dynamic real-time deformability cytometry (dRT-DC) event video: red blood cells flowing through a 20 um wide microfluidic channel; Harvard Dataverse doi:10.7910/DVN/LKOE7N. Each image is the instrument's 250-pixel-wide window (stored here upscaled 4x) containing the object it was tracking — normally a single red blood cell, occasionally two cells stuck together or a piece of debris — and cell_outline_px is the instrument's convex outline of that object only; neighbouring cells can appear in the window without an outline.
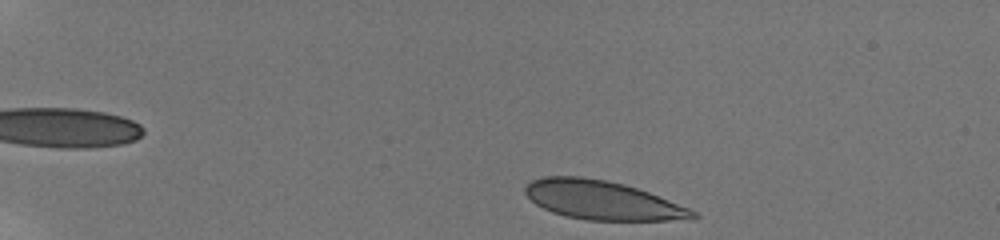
{"species": "human", "species_latin": "Homo sapiens", "temperature_condition": "room temperature", "stored_images_in_passage": 46, "camera_frame_rate_fps": 3000, "um_per_image_px": 0.085, "donor": {"sex": "male"}, "frame": {"image": 1, "passage_image": 2, "time_ms": 0.333, "image_size_px": [1000, 240], "cell_outline_px": [[700, 216], [692, 220], [584, 220], [564, 216], [552, 212], [536, 204], [524, 192], [524, 188], [532, 180], [544, 176], [580, 176], [604, 180], [624, 184], [648, 192], [688, 208], [696, 212]], "centroid_in_image_um": [51.19, 17.03], "position_along_channel_um": 33.8, "area_um2": 37.8}}
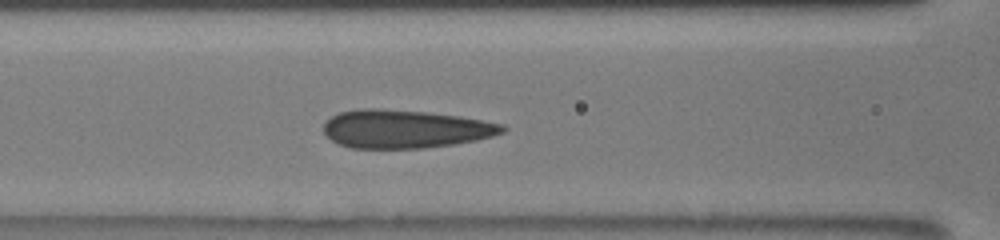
{"frame": {"image": 2, "passage_image": 18, "time_ms": 5.667, "image_size_px": [1000, 240], "cell_outline_px": [[508, 128], [504, 132], [492, 136], [476, 140], [452, 144], [424, 148], [352, 148], [340, 144], [332, 140], [324, 132], [324, 124], [332, 116], [340, 112], [364, 108], [376, 108], [424, 112], [460, 116], [504, 124]], "centroid_in_image_um": [34.46, 10.96], "position_along_channel_um": 132.1, "area_um2": 39.65}}
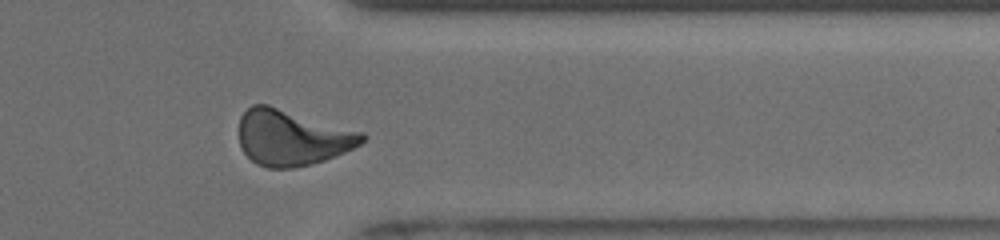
{"frame": {"image": 3, "passage_image": 38, "time_ms": 12.333, "image_size_px": [1000, 240], "cell_outline_px": [[368, 136], [360, 144], [344, 152], [324, 160], [312, 164], [292, 168], [268, 168], [256, 164], [244, 152], [240, 144], [240, 116], [252, 104], [268, 104], [364, 132]], "centroid_in_image_um": [24.83, 11.69], "position_along_channel_um": 386.6, "area_um2": 40.0}, "authors_computed_cell_mechanics": {"area_um2": 38.7549, "velocity_mm_per_s": 3.8379, "shape_relaxation_time_tau1_ms": null, "shape_relaxation_time_tau2_ms": 1.06, "deformation_change_tau1": null, "deformation_change_tau2": 0.0641}}